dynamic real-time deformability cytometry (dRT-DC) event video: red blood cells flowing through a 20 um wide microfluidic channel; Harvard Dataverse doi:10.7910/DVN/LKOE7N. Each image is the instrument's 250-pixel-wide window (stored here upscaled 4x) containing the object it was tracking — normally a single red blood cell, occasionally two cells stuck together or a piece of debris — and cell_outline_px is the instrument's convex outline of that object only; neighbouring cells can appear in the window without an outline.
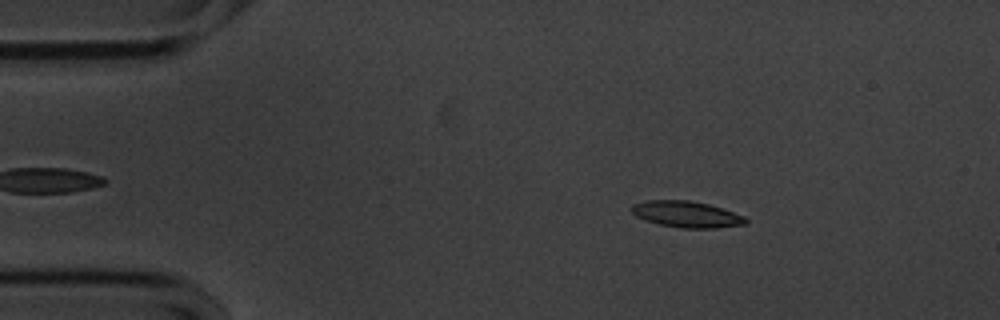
{"species": "common noctule bat (a hibernating species)", "species_latin": "Nyctalus noctula", "temperature_condition": "cold", "stored_images_in_passage": 47, "camera_frame_rate_fps": 3000, "um_per_image_px": 0.085, "animal": {"sex": "male", "body_mass_g": 20.1, "forearm_length_mm": 53.5}, "frame": {"image": 1, "passage_image": 8, "time_ms": 2.333, "image_size_px": [1000, 320], "cell_outline_px": [[748, 224], [716, 228], [680, 228], [660, 224], [636, 216], [628, 208], [632, 204], [648, 200], [688, 200], [708, 204], [744, 216], [748, 220]], "centroid_in_image_um": [58.35, 18.21], "position_along_channel_um": 26.7, "area_um2": 17.4}}
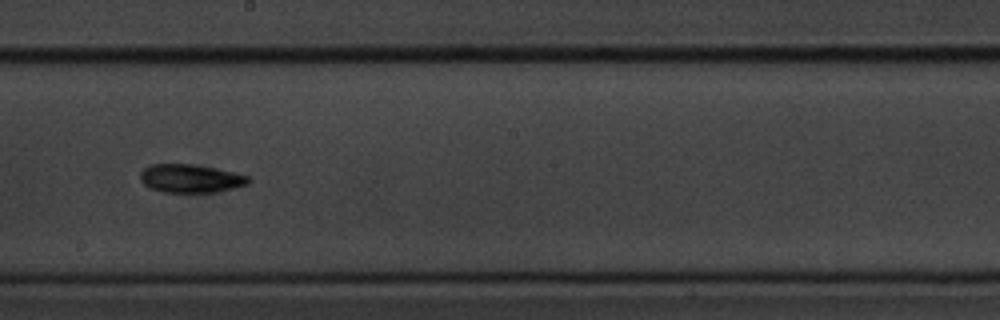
{"frame": {"image": 2, "passage_image": 30, "time_ms": 9.667, "image_size_px": [1000, 320], "cell_outline_px": [[252, 180], [248, 184], [236, 188], [216, 192], [164, 192], [152, 188], [144, 184], [140, 180], [140, 172], [148, 164], [192, 164], [236, 172], [248, 176]], "centroid_in_image_um": [16.22, 15.16], "position_along_channel_um": 232.0, "area_um2": 17.98}}
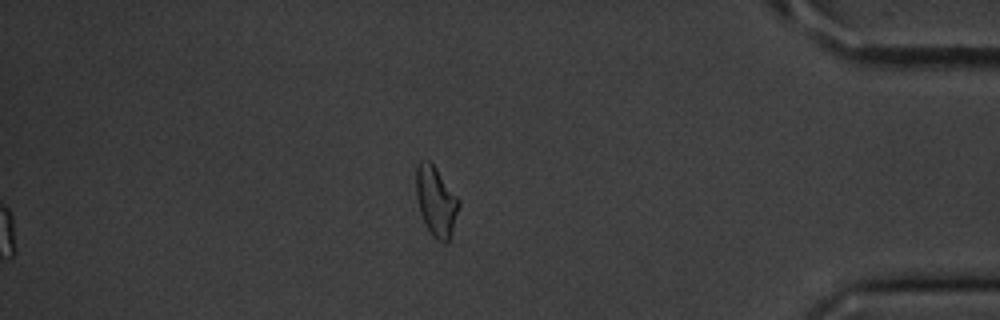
{"frame": {"image": 3, "passage_image": 47, "time_ms": 15.333, "image_size_px": [1000, 320], "cell_outline_px": [[460, 204], [448, 240], [444, 244], [432, 236], [420, 212], [416, 196], [416, 168], [420, 160], [428, 160], [436, 168], [460, 200]], "centroid_in_image_um": [37.05, 17.08], "position_along_channel_um": 398.2, "area_um2": 16.99}, "authors_computed_cell_mechanics": {"area_um2": 17.3978, "velocity_mm_per_s": 3.5649, "shape_relaxation_time_tau1_ms": 5.0548, "shape_relaxation_time_tau2_ms": null, "deformation_change_tau1": 0.1334, "deformation_change_tau2": null}}